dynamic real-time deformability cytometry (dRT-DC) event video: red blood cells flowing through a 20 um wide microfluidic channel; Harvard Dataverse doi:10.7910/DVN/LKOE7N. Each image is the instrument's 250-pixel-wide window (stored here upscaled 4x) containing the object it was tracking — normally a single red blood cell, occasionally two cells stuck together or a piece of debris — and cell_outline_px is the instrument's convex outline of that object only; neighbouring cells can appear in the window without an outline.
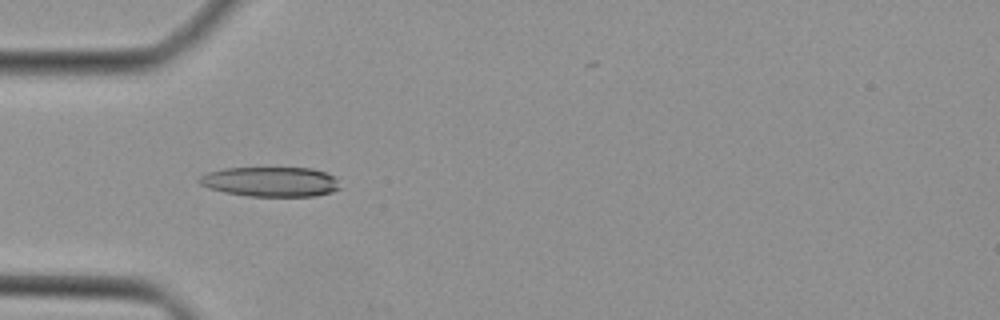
{"species": "Egyptian fruit bat (a non-hibernating species)", "species_latin": "Rousettus aegyptiacus", "temperature_condition": "cold", "stored_images_in_passage": 45, "camera_frame_rate_fps": 3000, "um_per_image_px": 0.085, "animal": {"sex": "female"}, "frame": {"image": 1, "passage_image": 14, "time_ms": 4.333, "image_size_px": [1000, 320], "cell_outline_px": [[340, 188], [332, 192], [316, 196], [248, 196], [224, 192], [208, 188], [200, 184], [196, 180], [200, 176], [208, 172], [224, 168], [312, 168], [324, 172], [332, 176], [336, 180]], "centroid_in_image_um": [22.96, 15.45], "position_along_channel_um": 62.0, "area_um2": 24.39}}
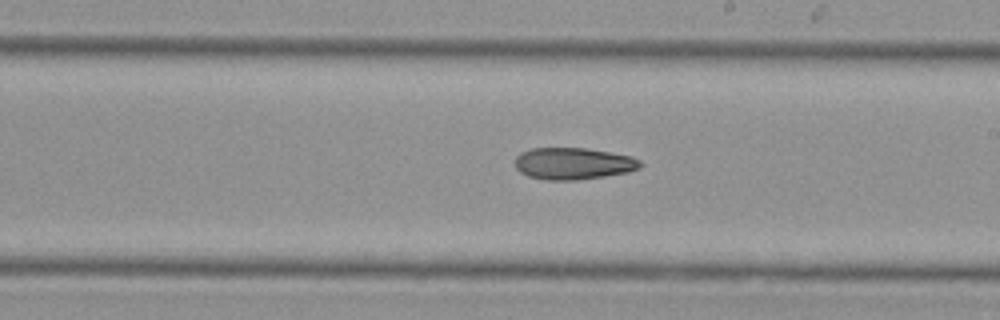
{"frame": {"image": 2, "passage_image": 26, "time_ms": 8.333, "image_size_px": [1000, 320], "cell_outline_px": [[644, 164], [640, 168], [628, 172], [604, 176], [576, 180], [548, 180], [528, 176], [520, 172], [516, 168], [516, 156], [520, 152], [532, 148], [584, 148], [632, 156], [640, 160]], "centroid_in_image_um": [48.74, 13.9], "position_along_channel_um": 240.3, "area_um2": 23.24}}
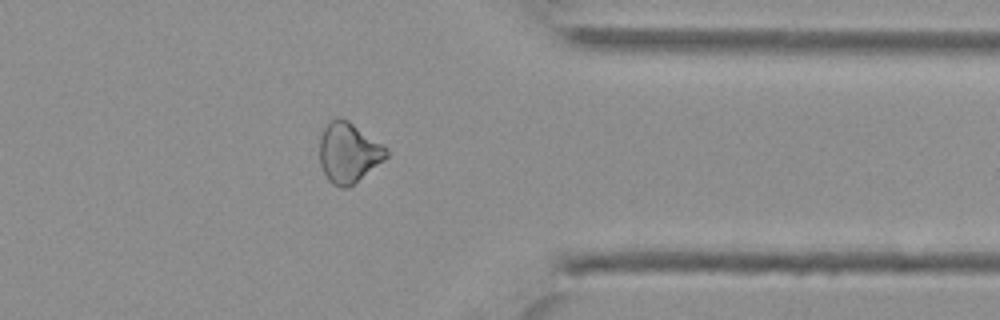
{"frame": {"image": 3, "passage_image": 36, "time_ms": 11.667, "image_size_px": [1000, 320], "cell_outline_px": [[392, 152], [384, 160], [348, 188], [340, 188], [332, 184], [328, 180], [320, 164], [320, 136], [324, 128], [336, 116], [340, 116], [348, 120], [384, 144]], "centroid_in_image_um": [29.65, 12.96], "position_along_channel_um": 381.7, "area_um2": 23.64}}